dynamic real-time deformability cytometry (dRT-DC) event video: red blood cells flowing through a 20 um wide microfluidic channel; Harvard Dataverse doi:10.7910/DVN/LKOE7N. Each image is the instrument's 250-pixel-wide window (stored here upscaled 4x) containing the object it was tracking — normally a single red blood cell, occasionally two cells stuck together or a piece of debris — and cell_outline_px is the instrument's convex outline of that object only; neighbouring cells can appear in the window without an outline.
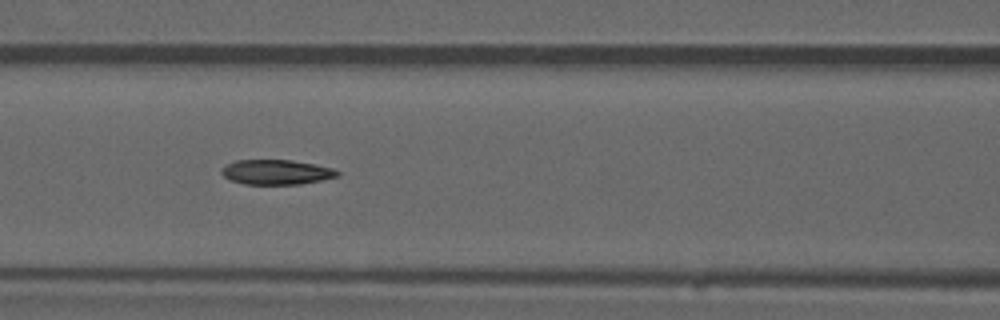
{"species": "common noctule bat (a hibernating species)", "species_latin": "Nyctalus noctula", "temperature_condition": "warm", "stored_images_in_passage": 51, "camera_frame_rate_fps": 3000, "um_per_image_px": 0.085, "animal": {"sex": "male", "forearm_length_mm": 52.5}, "frame": {"image": 1, "passage_image": 22, "time_ms": 7.0, "image_size_px": [1000, 320], "cell_outline_px": [[340, 176], [300, 184], [244, 184], [232, 180], [224, 176], [220, 172], [228, 164], [236, 160], [292, 160], [316, 164], [332, 168], [340, 172]], "centroid_in_image_um": [23.53, 14.62], "position_along_channel_um": 143.1, "area_um2": 16.65}, "authors_computed_cell_mechanics": {"area_um2": 17.5712, "velocity_mm_per_s": 4.0043, "shape_relaxation_time_tau1_ms": 8.2385, "shape_relaxation_time_tau2_ms": 3.4177, "deformation_change_tau1": 0.2026, "deformation_change_tau2": 0.1088}}